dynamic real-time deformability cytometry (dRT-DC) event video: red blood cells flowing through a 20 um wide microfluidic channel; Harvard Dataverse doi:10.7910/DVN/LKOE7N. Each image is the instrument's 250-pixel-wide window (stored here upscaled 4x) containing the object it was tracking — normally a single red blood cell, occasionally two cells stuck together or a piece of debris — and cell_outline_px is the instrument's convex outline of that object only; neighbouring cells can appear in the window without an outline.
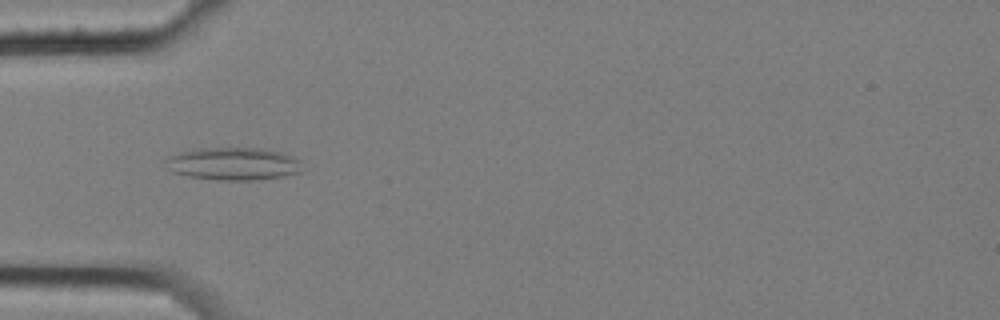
{"species": "common noctule bat (a hibernating species)", "species_latin": "Nyctalus noctula", "temperature_condition": "cold", "stored_images_in_passage": 10, "camera_frame_rate_fps": 3000, "um_per_image_px": 0.085, "animal": {"sex": "female", "body_mass_g": 25.1}, "frame": {"image": 1, "passage_image": 6, "time_ms": 1.667, "image_size_px": [1000, 320], "cell_outline_px": [[300, 172], [284, 176], [260, 180], [220, 180], [188, 176], [172, 172], [168, 168], [164, 160], [168, 156], [192, 148], [264, 148], [280, 152], [292, 156], [300, 160]], "centroid_in_image_um": [19.8, 13.91], "position_along_channel_um": 65.2, "area_um2": 26.18}}
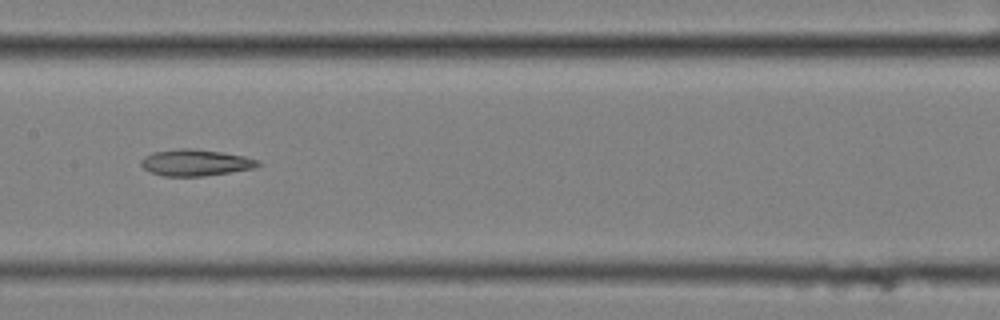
{"frame": {"image": 2, "passage_image": 9, "time_ms": 2.667, "image_size_px": [1000, 320], "cell_outline_px": [[260, 164], [252, 168], [204, 176], [164, 176], [148, 172], [140, 164], [140, 160], [144, 156], [152, 152], [180, 148], [192, 148], [220, 152], [244, 156], [260, 160]], "centroid_in_image_um": [16.55, 13.82], "position_along_channel_um": 190.8, "area_um2": 17.98}}
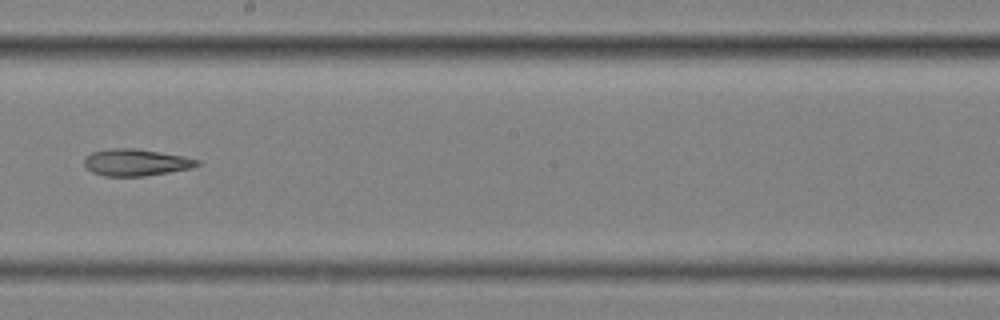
{"frame": {"image": 3, "passage_image": 10, "time_ms": 3.0, "image_size_px": [1000, 320], "cell_outline_px": [[200, 164], [192, 168], [144, 176], [104, 176], [92, 172], [84, 164], [84, 160], [92, 152], [112, 148], [136, 148], [184, 156], [200, 160]], "centroid_in_image_um": [11.58, 13.8], "position_along_channel_um": 236.6, "area_um2": 17.57}}